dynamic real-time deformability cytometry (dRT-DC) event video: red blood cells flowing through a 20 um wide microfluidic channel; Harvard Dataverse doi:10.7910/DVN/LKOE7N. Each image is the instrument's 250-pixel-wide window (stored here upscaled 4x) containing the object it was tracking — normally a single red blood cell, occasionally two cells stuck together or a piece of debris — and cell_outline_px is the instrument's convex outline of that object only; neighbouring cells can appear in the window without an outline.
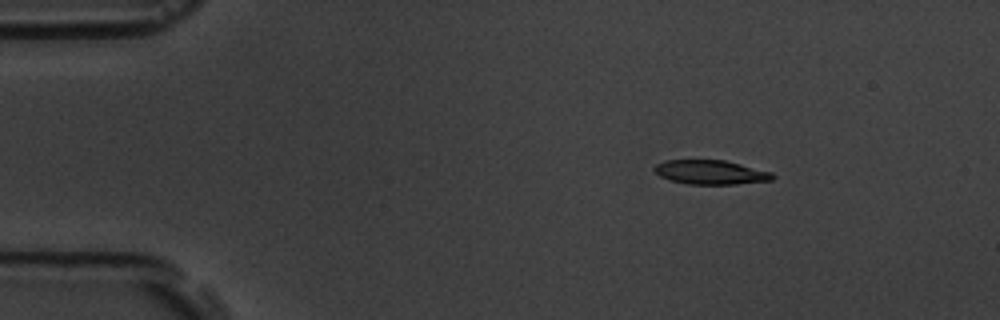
{"species": "common noctule bat (a hibernating species)", "species_latin": "Nyctalus noctula", "temperature_condition": "room temperature", "stored_images_in_passage": 5, "camera_frame_rate_fps": 3000, "um_per_image_px": 0.085, "animal": {"sex": "male", "body_mass_g": 19.5, "forearm_length_mm": 54.6}, "frame": {"image": 1, "passage_image": 2, "time_ms": 1.333, "image_size_px": [1000, 320], "cell_outline_px": [[776, 176], [772, 180], [736, 184], [688, 184], [672, 180], [660, 176], [652, 168], [656, 164], [664, 160], [724, 160], [772, 172]], "centroid_in_image_um": [60.41, 14.64], "position_along_channel_um": 24.6, "area_um2": 16.59}}
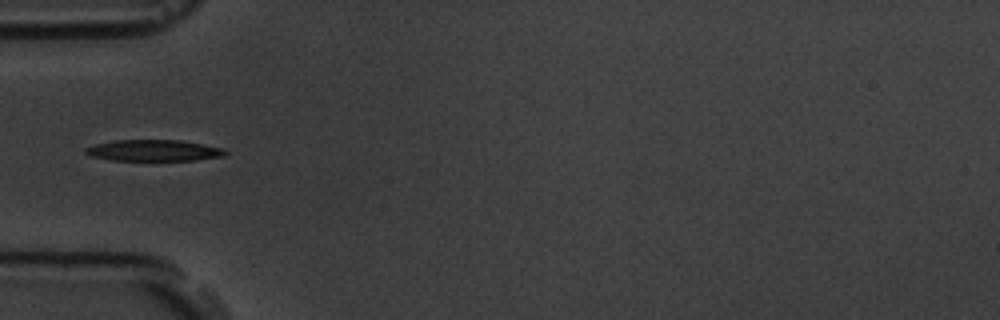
{"frame": {"image": 2, "passage_image": 5, "time_ms": 4.667, "image_size_px": [1000, 320], "cell_outline_px": [[228, 152], [224, 156], [196, 160], [112, 160], [88, 156], [84, 152], [84, 148], [96, 144], [116, 140], [180, 140], [224, 148]], "centroid_in_image_um": [13.06, 12.79], "position_along_channel_um": 71.9, "area_um2": 17.34}}